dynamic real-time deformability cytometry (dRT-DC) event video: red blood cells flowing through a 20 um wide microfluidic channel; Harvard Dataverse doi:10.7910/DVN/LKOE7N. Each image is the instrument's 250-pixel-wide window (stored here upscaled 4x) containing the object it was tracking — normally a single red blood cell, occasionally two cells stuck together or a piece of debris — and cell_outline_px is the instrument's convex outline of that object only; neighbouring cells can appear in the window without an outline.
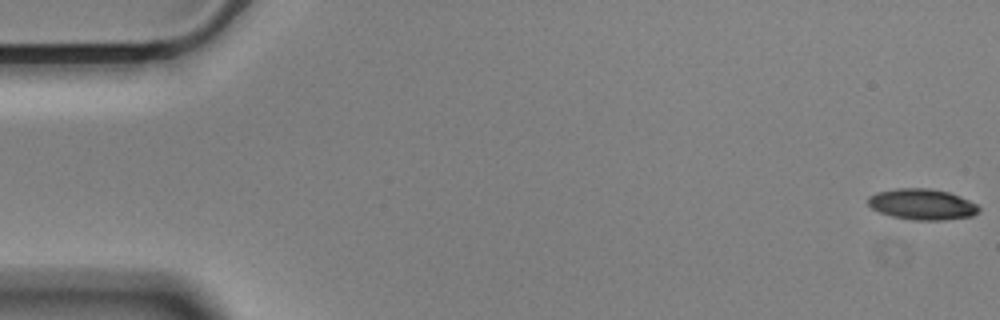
{"species": "Egyptian fruit bat (a non-hibernating species)", "species_latin": "Rousettus aegyptiacus", "temperature_condition": "cold", "stored_images_in_passage": 14, "camera_frame_rate_fps": 3000, "um_per_image_px": 0.085, "animal": {"sex": "male"}, "frame": {"image": 1, "passage_image": 1, "time_ms": 0.0, "image_size_px": [1000, 320], "cell_outline_px": [[980, 212], [972, 216], [944, 220], [912, 220], [892, 216], [880, 212], [872, 208], [868, 204], [868, 196], [876, 192], [896, 188], [928, 188], [948, 192], [960, 196], [976, 204], [980, 208]], "centroid_in_image_um": [78.38, 17.36], "position_along_channel_um": 6.6, "area_um2": 20.0}}